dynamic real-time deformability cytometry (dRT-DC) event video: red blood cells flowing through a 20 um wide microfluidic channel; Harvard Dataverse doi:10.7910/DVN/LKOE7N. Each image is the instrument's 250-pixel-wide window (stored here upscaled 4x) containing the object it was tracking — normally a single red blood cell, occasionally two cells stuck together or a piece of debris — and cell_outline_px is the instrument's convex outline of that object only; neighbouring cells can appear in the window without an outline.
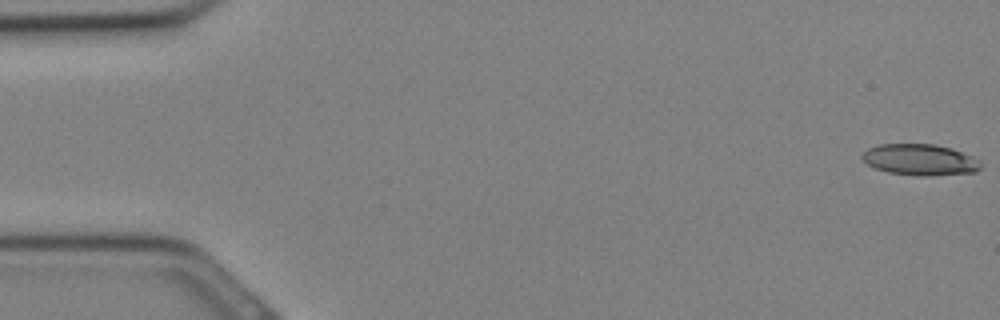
{"species": "Egyptian fruit bat (a non-hibernating species)", "species_latin": "Rousettus aegyptiacus", "temperature_condition": "cold", "stored_images_in_passage": 10, "camera_frame_rate_fps": 3000, "um_per_image_px": 0.085, "animal": {"sex": "female"}, "frame": {"image": 1, "passage_image": 1, "time_ms": 0.0, "image_size_px": [1000, 320], "cell_outline_px": [[980, 168], [976, 172], [932, 176], [916, 176], [888, 172], [876, 168], [868, 164], [860, 156], [868, 148], [880, 144], [936, 144], [952, 148], [972, 156], [980, 160]], "centroid_in_image_um": [78.22, 13.58], "position_along_channel_um": 6.8, "area_um2": 21.68}}
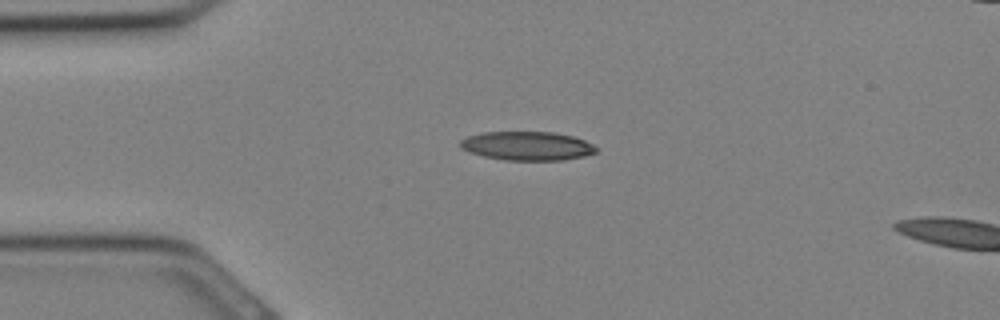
{"frame": {"image": 2, "passage_image": 8, "time_ms": 2.333, "image_size_px": [1000, 320], "cell_outline_px": [[596, 152], [584, 156], [564, 160], [504, 160], [484, 156], [468, 152], [460, 148], [460, 140], [468, 136], [480, 132], [552, 132], [572, 136], [584, 140], [592, 144], [596, 148]], "centroid_in_image_um": [44.77, 12.4], "position_along_channel_um": 40.2, "area_um2": 22.83}}